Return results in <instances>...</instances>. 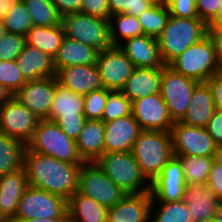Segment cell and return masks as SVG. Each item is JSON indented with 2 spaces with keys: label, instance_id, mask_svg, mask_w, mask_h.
Here are the masks:
<instances>
[{
  "label": "cell",
  "instance_id": "obj_34",
  "mask_svg": "<svg viewBox=\"0 0 222 222\" xmlns=\"http://www.w3.org/2000/svg\"><path fill=\"white\" fill-rule=\"evenodd\" d=\"M150 222H192L184 200L152 202Z\"/></svg>",
  "mask_w": 222,
  "mask_h": 222
},
{
  "label": "cell",
  "instance_id": "obj_28",
  "mask_svg": "<svg viewBox=\"0 0 222 222\" xmlns=\"http://www.w3.org/2000/svg\"><path fill=\"white\" fill-rule=\"evenodd\" d=\"M108 209L78 191L67 200L70 222H108Z\"/></svg>",
  "mask_w": 222,
  "mask_h": 222
},
{
  "label": "cell",
  "instance_id": "obj_31",
  "mask_svg": "<svg viewBox=\"0 0 222 222\" xmlns=\"http://www.w3.org/2000/svg\"><path fill=\"white\" fill-rule=\"evenodd\" d=\"M25 147L21 141L0 132V176L23 167Z\"/></svg>",
  "mask_w": 222,
  "mask_h": 222
},
{
  "label": "cell",
  "instance_id": "obj_21",
  "mask_svg": "<svg viewBox=\"0 0 222 222\" xmlns=\"http://www.w3.org/2000/svg\"><path fill=\"white\" fill-rule=\"evenodd\" d=\"M24 168L0 176V220L11 222L16 215L19 201L28 187Z\"/></svg>",
  "mask_w": 222,
  "mask_h": 222
},
{
  "label": "cell",
  "instance_id": "obj_30",
  "mask_svg": "<svg viewBox=\"0 0 222 222\" xmlns=\"http://www.w3.org/2000/svg\"><path fill=\"white\" fill-rule=\"evenodd\" d=\"M83 105V95L57 84L48 121L54 122L58 117H85Z\"/></svg>",
  "mask_w": 222,
  "mask_h": 222
},
{
  "label": "cell",
  "instance_id": "obj_12",
  "mask_svg": "<svg viewBox=\"0 0 222 222\" xmlns=\"http://www.w3.org/2000/svg\"><path fill=\"white\" fill-rule=\"evenodd\" d=\"M170 132L175 156L214 157L217 145L206 128L189 126L177 121L174 122Z\"/></svg>",
  "mask_w": 222,
  "mask_h": 222
},
{
  "label": "cell",
  "instance_id": "obj_7",
  "mask_svg": "<svg viewBox=\"0 0 222 222\" xmlns=\"http://www.w3.org/2000/svg\"><path fill=\"white\" fill-rule=\"evenodd\" d=\"M60 24L65 37L92 46L99 52L112 47L109 20L76 12L61 16Z\"/></svg>",
  "mask_w": 222,
  "mask_h": 222
},
{
  "label": "cell",
  "instance_id": "obj_54",
  "mask_svg": "<svg viewBox=\"0 0 222 222\" xmlns=\"http://www.w3.org/2000/svg\"><path fill=\"white\" fill-rule=\"evenodd\" d=\"M12 95L10 92L0 84V106L5 103Z\"/></svg>",
  "mask_w": 222,
  "mask_h": 222
},
{
  "label": "cell",
  "instance_id": "obj_32",
  "mask_svg": "<svg viewBox=\"0 0 222 222\" xmlns=\"http://www.w3.org/2000/svg\"><path fill=\"white\" fill-rule=\"evenodd\" d=\"M110 41L119 46L126 39L143 35L138 18L129 14H114L109 18Z\"/></svg>",
  "mask_w": 222,
  "mask_h": 222
},
{
  "label": "cell",
  "instance_id": "obj_24",
  "mask_svg": "<svg viewBox=\"0 0 222 222\" xmlns=\"http://www.w3.org/2000/svg\"><path fill=\"white\" fill-rule=\"evenodd\" d=\"M161 82L162 67H136L120 91L131 101H134L148 95L160 93Z\"/></svg>",
  "mask_w": 222,
  "mask_h": 222
},
{
  "label": "cell",
  "instance_id": "obj_6",
  "mask_svg": "<svg viewBox=\"0 0 222 222\" xmlns=\"http://www.w3.org/2000/svg\"><path fill=\"white\" fill-rule=\"evenodd\" d=\"M95 163L125 193L150 191V182L141 173L131 151L104 153Z\"/></svg>",
  "mask_w": 222,
  "mask_h": 222
},
{
  "label": "cell",
  "instance_id": "obj_40",
  "mask_svg": "<svg viewBox=\"0 0 222 222\" xmlns=\"http://www.w3.org/2000/svg\"><path fill=\"white\" fill-rule=\"evenodd\" d=\"M110 90L101 88L83 96V112L86 119L102 120L103 111Z\"/></svg>",
  "mask_w": 222,
  "mask_h": 222
},
{
  "label": "cell",
  "instance_id": "obj_37",
  "mask_svg": "<svg viewBox=\"0 0 222 222\" xmlns=\"http://www.w3.org/2000/svg\"><path fill=\"white\" fill-rule=\"evenodd\" d=\"M6 31L13 34L26 36L34 26L27 6L22 0H16L10 11L3 19Z\"/></svg>",
  "mask_w": 222,
  "mask_h": 222
},
{
  "label": "cell",
  "instance_id": "obj_23",
  "mask_svg": "<svg viewBox=\"0 0 222 222\" xmlns=\"http://www.w3.org/2000/svg\"><path fill=\"white\" fill-rule=\"evenodd\" d=\"M16 63L26 81L56 76L54 58L27 44L17 57Z\"/></svg>",
  "mask_w": 222,
  "mask_h": 222
},
{
  "label": "cell",
  "instance_id": "obj_58",
  "mask_svg": "<svg viewBox=\"0 0 222 222\" xmlns=\"http://www.w3.org/2000/svg\"><path fill=\"white\" fill-rule=\"evenodd\" d=\"M219 23H222V0H220Z\"/></svg>",
  "mask_w": 222,
  "mask_h": 222
},
{
  "label": "cell",
  "instance_id": "obj_9",
  "mask_svg": "<svg viewBox=\"0 0 222 222\" xmlns=\"http://www.w3.org/2000/svg\"><path fill=\"white\" fill-rule=\"evenodd\" d=\"M199 82L185 77L169 65L162 67L161 97L166 102L173 122L186 115L194 87Z\"/></svg>",
  "mask_w": 222,
  "mask_h": 222
},
{
  "label": "cell",
  "instance_id": "obj_38",
  "mask_svg": "<svg viewBox=\"0 0 222 222\" xmlns=\"http://www.w3.org/2000/svg\"><path fill=\"white\" fill-rule=\"evenodd\" d=\"M132 114V101L121 91H111L103 111L102 121L110 122Z\"/></svg>",
  "mask_w": 222,
  "mask_h": 222
},
{
  "label": "cell",
  "instance_id": "obj_8",
  "mask_svg": "<svg viewBox=\"0 0 222 222\" xmlns=\"http://www.w3.org/2000/svg\"><path fill=\"white\" fill-rule=\"evenodd\" d=\"M68 217L67 200L59 195L28 186L11 222H23L34 218Z\"/></svg>",
  "mask_w": 222,
  "mask_h": 222
},
{
  "label": "cell",
  "instance_id": "obj_46",
  "mask_svg": "<svg viewBox=\"0 0 222 222\" xmlns=\"http://www.w3.org/2000/svg\"><path fill=\"white\" fill-rule=\"evenodd\" d=\"M81 13L109 20V0H82Z\"/></svg>",
  "mask_w": 222,
  "mask_h": 222
},
{
  "label": "cell",
  "instance_id": "obj_33",
  "mask_svg": "<svg viewBox=\"0 0 222 222\" xmlns=\"http://www.w3.org/2000/svg\"><path fill=\"white\" fill-rule=\"evenodd\" d=\"M182 164L184 179L186 184H205L212 165L214 157H199L197 155H176Z\"/></svg>",
  "mask_w": 222,
  "mask_h": 222
},
{
  "label": "cell",
  "instance_id": "obj_51",
  "mask_svg": "<svg viewBox=\"0 0 222 222\" xmlns=\"http://www.w3.org/2000/svg\"><path fill=\"white\" fill-rule=\"evenodd\" d=\"M209 35L215 42L217 57L222 66V23L211 24L209 26Z\"/></svg>",
  "mask_w": 222,
  "mask_h": 222
},
{
  "label": "cell",
  "instance_id": "obj_5",
  "mask_svg": "<svg viewBox=\"0 0 222 222\" xmlns=\"http://www.w3.org/2000/svg\"><path fill=\"white\" fill-rule=\"evenodd\" d=\"M29 151L52 156L58 160L84 164L78 153L76 141L71 139L52 121L40 120L32 138L26 144Z\"/></svg>",
  "mask_w": 222,
  "mask_h": 222
},
{
  "label": "cell",
  "instance_id": "obj_20",
  "mask_svg": "<svg viewBox=\"0 0 222 222\" xmlns=\"http://www.w3.org/2000/svg\"><path fill=\"white\" fill-rule=\"evenodd\" d=\"M152 195L150 191L127 194L108 209V222H150Z\"/></svg>",
  "mask_w": 222,
  "mask_h": 222
},
{
  "label": "cell",
  "instance_id": "obj_10",
  "mask_svg": "<svg viewBox=\"0 0 222 222\" xmlns=\"http://www.w3.org/2000/svg\"><path fill=\"white\" fill-rule=\"evenodd\" d=\"M78 192L108 208L127 195L95 162L82 164L79 172Z\"/></svg>",
  "mask_w": 222,
  "mask_h": 222
},
{
  "label": "cell",
  "instance_id": "obj_16",
  "mask_svg": "<svg viewBox=\"0 0 222 222\" xmlns=\"http://www.w3.org/2000/svg\"><path fill=\"white\" fill-rule=\"evenodd\" d=\"M132 115L141 130L171 131L174 124L160 93L132 101Z\"/></svg>",
  "mask_w": 222,
  "mask_h": 222
},
{
  "label": "cell",
  "instance_id": "obj_45",
  "mask_svg": "<svg viewBox=\"0 0 222 222\" xmlns=\"http://www.w3.org/2000/svg\"><path fill=\"white\" fill-rule=\"evenodd\" d=\"M85 121L86 117H58L54 122L64 133L76 141L82 131Z\"/></svg>",
  "mask_w": 222,
  "mask_h": 222
},
{
  "label": "cell",
  "instance_id": "obj_59",
  "mask_svg": "<svg viewBox=\"0 0 222 222\" xmlns=\"http://www.w3.org/2000/svg\"><path fill=\"white\" fill-rule=\"evenodd\" d=\"M154 3L163 4L166 2V0H152Z\"/></svg>",
  "mask_w": 222,
  "mask_h": 222
},
{
  "label": "cell",
  "instance_id": "obj_36",
  "mask_svg": "<svg viewBox=\"0 0 222 222\" xmlns=\"http://www.w3.org/2000/svg\"><path fill=\"white\" fill-rule=\"evenodd\" d=\"M31 14L34 26H57L61 15L51 0H22Z\"/></svg>",
  "mask_w": 222,
  "mask_h": 222
},
{
  "label": "cell",
  "instance_id": "obj_18",
  "mask_svg": "<svg viewBox=\"0 0 222 222\" xmlns=\"http://www.w3.org/2000/svg\"><path fill=\"white\" fill-rule=\"evenodd\" d=\"M104 153L131 151L133 143L142 131L133 115L104 122Z\"/></svg>",
  "mask_w": 222,
  "mask_h": 222
},
{
  "label": "cell",
  "instance_id": "obj_50",
  "mask_svg": "<svg viewBox=\"0 0 222 222\" xmlns=\"http://www.w3.org/2000/svg\"><path fill=\"white\" fill-rule=\"evenodd\" d=\"M61 16L81 12L82 0H51Z\"/></svg>",
  "mask_w": 222,
  "mask_h": 222
},
{
  "label": "cell",
  "instance_id": "obj_42",
  "mask_svg": "<svg viewBox=\"0 0 222 222\" xmlns=\"http://www.w3.org/2000/svg\"><path fill=\"white\" fill-rule=\"evenodd\" d=\"M25 45L24 36L7 32L0 39V60H16Z\"/></svg>",
  "mask_w": 222,
  "mask_h": 222
},
{
  "label": "cell",
  "instance_id": "obj_56",
  "mask_svg": "<svg viewBox=\"0 0 222 222\" xmlns=\"http://www.w3.org/2000/svg\"><path fill=\"white\" fill-rule=\"evenodd\" d=\"M7 33L6 31V27L4 25V21L3 20H0V39L5 36Z\"/></svg>",
  "mask_w": 222,
  "mask_h": 222
},
{
  "label": "cell",
  "instance_id": "obj_43",
  "mask_svg": "<svg viewBox=\"0 0 222 222\" xmlns=\"http://www.w3.org/2000/svg\"><path fill=\"white\" fill-rule=\"evenodd\" d=\"M220 0H196L198 18L211 24H219Z\"/></svg>",
  "mask_w": 222,
  "mask_h": 222
},
{
  "label": "cell",
  "instance_id": "obj_14",
  "mask_svg": "<svg viewBox=\"0 0 222 222\" xmlns=\"http://www.w3.org/2000/svg\"><path fill=\"white\" fill-rule=\"evenodd\" d=\"M57 84L56 76L27 81L13 96L39 120H48Z\"/></svg>",
  "mask_w": 222,
  "mask_h": 222
},
{
  "label": "cell",
  "instance_id": "obj_41",
  "mask_svg": "<svg viewBox=\"0 0 222 222\" xmlns=\"http://www.w3.org/2000/svg\"><path fill=\"white\" fill-rule=\"evenodd\" d=\"M154 4L152 0H109L110 16L114 14H129L138 17Z\"/></svg>",
  "mask_w": 222,
  "mask_h": 222
},
{
  "label": "cell",
  "instance_id": "obj_39",
  "mask_svg": "<svg viewBox=\"0 0 222 222\" xmlns=\"http://www.w3.org/2000/svg\"><path fill=\"white\" fill-rule=\"evenodd\" d=\"M27 81L18 68L16 60H0V84L13 96Z\"/></svg>",
  "mask_w": 222,
  "mask_h": 222
},
{
  "label": "cell",
  "instance_id": "obj_44",
  "mask_svg": "<svg viewBox=\"0 0 222 222\" xmlns=\"http://www.w3.org/2000/svg\"><path fill=\"white\" fill-rule=\"evenodd\" d=\"M170 15L178 18H198L196 0H166Z\"/></svg>",
  "mask_w": 222,
  "mask_h": 222
},
{
  "label": "cell",
  "instance_id": "obj_4",
  "mask_svg": "<svg viewBox=\"0 0 222 222\" xmlns=\"http://www.w3.org/2000/svg\"><path fill=\"white\" fill-rule=\"evenodd\" d=\"M169 66L197 82H207L222 69L217 57L215 42L210 35L188 47Z\"/></svg>",
  "mask_w": 222,
  "mask_h": 222
},
{
  "label": "cell",
  "instance_id": "obj_29",
  "mask_svg": "<svg viewBox=\"0 0 222 222\" xmlns=\"http://www.w3.org/2000/svg\"><path fill=\"white\" fill-rule=\"evenodd\" d=\"M65 35L61 24L57 26H33L26 34L27 45L35 47L54 58Z\"/></svg>",
  "mask_w": 222,
  "mask_h": 222
},
{
  "label": "cell",
  "instance_id": "obj_2",
  "mask_svg": "<svg viewBox=\"0 0 222 222\" xmlns=\"http://www.w3.org/2000/svg\"><path fill=\"white\" fill-rule=\"evenodd\" d=\"M209 35V25L200 18H178L170 15L165 28L157 37L160 54L169 65L188 47Z\"/></svg>",
  "mask_w": 222,
  "mask_h": 222
},
{
  "label": "cell",
  "instance_id": "obj_35",
  "mask_svg": "<svg viewBox=\"0 0 222 222\" xmlns=\"http://www.w3.org/2000/svg\"><path fill=\"white\" fill-rule=\"evenodd\" d=\"M169 16L170 11L165 3H155L137 18L141 24L143 34L157 38L165 28Z\"/></svg>",
  "mask_w": 222,
  "mask_h": 222
},
{
  "label": "cell",
  "instance_id": "obj_52",
  "mask_svg": "<svg viewBox=\"0 0 222 222\" xmlns=\"http://www.w3.org/2000/svg\"><path fill=\"white\" fill-rule=\"evenodd\" d=\"M16 0H0V20H3Z\"/></svg>",
  "mask_w": 222,
  "mask_h": 222
},
{
  "label": "cell",
  "instance_id": "obj_19",
  "mask_svg": "<svg viewBox=\"0 0 222 222\" xmlns=\"http://www.w3.org/2000/svg\"><path fill=\"white\" fill-rule=\"evenodd\" d=\"M56 79L61 86L83 96L103 88L96 64L61 68L56 72Z\"/></svg>",
  "mask_w": 222,
  "mask_h": 222
},
{
  "label": "cell",
  "instance_id": "obj_22",
  "mask_svg": "<svg viewBox=\"0 0 222 222\" xmlns=\"http://www.w3.org/2000/svg\"><path fill=\"white\" fill-rule=\"evenodd\" d=\"M138 68H157L165 64L162 60L157 38L140 35L126 39L118 46Z\"/></svg>",
  "mask_w": 222,
  "mask_h": 222
},
{
  "label": "cell",
  "instance_id": "obj_25",
  "mask_svg": "<svg viewBox=\"0 0 222 222\" xmlns=\"http://www.w3.org/2000/svg\"><path fill=\"white\" fill-rule=\"evenodd\" d=\"M215 110L209 85L206 82H199L192 92L186 115L180 122L189 126L205 128Z\"/></svg>",
  "mask_w": 222,
  "mask_h": 222
},
{
  "label": "cell",
  "instance_id": "obj_55",
  "mask_svg": "<svg viewBox=\"0 0 222 222\" xmlns=\"http://www.w3.org/2000/svg\"><path fill=\"white\" fill-rule=\"evenodd\" d=\"M214 162L222 165V145H218L216 147V151L214 155Z\"/></svg>",
  "mask_w": 222,
  "mask_h": 222
},
{
  "label": "cell",
  "instance_id": "obj_27",
  "mask_svg": "<svg viewBox=\"0 0 222 222\" xmlns=\"http://www.w3.org/2000/svg\"><path fill=\"white\" fill-rule=\"evenodd\" d=\"M99 51L92 46L83 44L77 40L64 37L63 42L54 57L56 72L72 65L96 64Z\"/></svg>",
  "mask_w": 222,
  "mask_h": 222
},
{
  "label": "cell",
  "instance_id": "obj_3",
  "mask_svg": "<svg viewBox=\"0 0 222 222\" xmlns=\"http://www.w3.org/2000/svg\"><path fill=\"white\" fill-rule=\"evenodd\" d=\"M131 153L141 173L151 182L174 156L170 131L142 130L133 143Z\"/></svg>",
  "mask_w": 222,
  "mask_h": 222
},
{
  "label": "cell",
  "instance_id": "obj_13",
  "mask_svg": "<svg viewBox=\"0 0 222 222\" xmlns=\"http://www.w3.org/2000/svg\"><path fill=\"white\" fill-rule=\"evenodd\" d=\"M96 66L103 88L110 91H120L136 68L118 46L100 51Z\"/></svg>",
  "mask_w": 222,
  "mask_h": 222
},
{
  "label": "cell",
  "instance_id": "obj_26",
  "mask_svg": "<svg viewBox=\"0 0 222 222\" xmlns=\"http://www.w3.org/2000/svg\"><path fill=\"white\" fill-rule=\"evenodd\" d=\"M104 136L102 120L86 119L76 140L78 153L85 163L95 162L104 154Z\"/></svg>",
  "mask_w": 222,
  "mask_h": 222
},
{
  "label": "cell",
  "instance_id": "obj_49",
  "mask_svg": "<svg viewBox=\"0 0 222 222\" xmlns=\"http://www.w3.org/2000/svg\"><path fill=\"white\" fill-rule=\"evenodd\" d=\"M207 185L214 194L222 201V165L213 163L207 179Z\"/></svg>",
  "mask_w": 222,
  "mask_h": 222
},
{
  "label": "cell",
  "instance_id": "obj_60",
  "mask_svg": "<svg viewBox=\"0 0 222 222\" xmlns=\"http://www.w3.org/2000/svg\"><path fill=\"white\" fill-rule=\"evenodd\" d=\"M208 222H218L216 219L210 220Z\"/></svg>",
  "mask_w": 222,
  "mask_h": 222
},
{
  "label": "cell",
  "instance_id": "obj_11",
  "mask_svg": "<svg viewBox=\"0 0 222 222\" xmlns=\"http://www.w3.org/2000/svg\"><path fill=\"white\" fill-rule=\"evenodd\" d=\"M39 121L14 96L0 106V132L21 141L25 146L32 138Z\"/></svg>",
  "mask_w": 222,
  "mask_h": 222
},
{
  "label": "cell",
  "instance_id": "obj_53",
  "mask_svg": "<svg viewBox=\"0 0 222 222\" xmlns=\"http://www.w3.org/2000/svg\"><path fill=\"white\" fill-rule=\"evenodd\" d=\"M23 222H70L69 217H58V218H34L30 220H26Z\"/></svg>",
  "mask_w": 222,
  "mask_h": 222
},
{
  "label": "cell",
  "instance_id": "obj_15",
  "mask_svg": "<svg viewBox=\"0 0 222 222\" xmlns=\"http://www.w3.org/2000/svg\"><path fill=\"white\" fill-rule=\"evenodd\" d=\"M185 179L182 164L173 156L162 168L160 174L150 182L153 202H176L183 200Z\"/></svg>",
  "mask_w": 222,
  "mask_h": 222
},
{
  "label": "cell",
  "instance_id": "obj_1",
  "mask_svg": "<svg viewBox=\"0 0 222 222\" xmlns=\"http://www.w3.org/2000/svg\"><path fill=\"white\" fill-rule=\"evenodd\" d=\"M82 164L58 160L52 156L29 151L23 155V168L28 185L68 200L78 191L79 172Z\"/></svg>",
  "mask_w": 222,
  "mask_h": 222
},
{
  "label": "cell",
  "instance_id": "obj_17",
  "mask_svg": "<svg viewBox=\"0 0 222 222\" xmlns=\"http://www.w3.org/2000/svg\"><path fill=\"white\" fill-rule=\"evenodd\" d=\"M192 222H208L215 219L222 201L205 184H186L184 197Z\"/></svg>",
  "mask_w": 222,
  "mask_h": 222
},
{
  "label": "cell",
  "instance_id": "obj_47",
  "mask_svg": "<svg viewBox=\"0 0 222 222\" xmlns=\"http://www.w3.org/2000/svg\"><path fill=\"white\" fill-rule=\"evenodd\" d=\"M205 128L215 144L222 145V110H215Z\"/></svg>",
  "mask_w": 222,
  "mask_h": 222
},
{
  "label": "cell",
  "instance_id": "obj_48",
  "mask_svg": "<svg viewBox=\"0 0 222 222\" xmlns=\"http://www.w3.org/2000/svg\"><path fill=\"white\" fill-rule=\"evenodd\" d=\"M206 83L211 90L215 108L222 110V69L217 71Z\"/></svg>",
  "mask_w": 222,
  "mask_h": 222
},
{
  "label": "cell",
  "instance_id": "obj_57",
  "mask_svg": "<svg viewBox=\"0 0 222 222\" xmlns=\"http://www.w3.org/2000/svg\"><path fill=\"white\" fill-rule=\"evenodd\" d=\"M215 219L218 221V222H222V203L220 204V206L218 207V210H217V214L215 216Z\"/></svg>",
  "mask_w": 222,
  "mask_h": 222
}]
</instances>
